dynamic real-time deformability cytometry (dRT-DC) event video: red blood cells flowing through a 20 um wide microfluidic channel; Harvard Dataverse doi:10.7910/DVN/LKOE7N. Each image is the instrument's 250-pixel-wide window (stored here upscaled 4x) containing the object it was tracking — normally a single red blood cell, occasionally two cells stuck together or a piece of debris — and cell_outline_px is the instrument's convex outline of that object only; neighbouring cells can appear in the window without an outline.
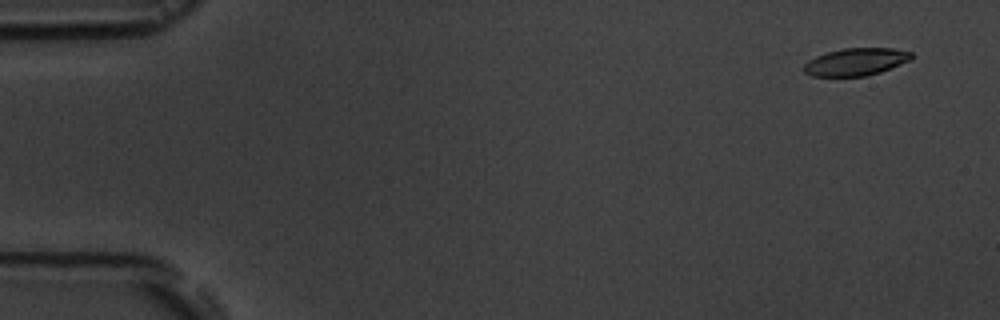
{"species": "common noctule bat (a hibernating species)", "species_latin": "Nyctalus noctula", "temperature_condition": "room temperature", "stored_images_in_passage": 4, "camera_frame_rate_fps": 3000, "um_per_image_px": 0.085, "animal": {"sex": "male", "body_mass_g": 19.5, "forearm_length_mm": 54.6}, "frame": {"image": 1, "passage_image": 1, "time_ms": 0.0, "image_size_px": [1000, 320], "cell_outline_px": [[912, 60], [880, 72], [864, 76], [812, 76], [804, 72], [804, 64], [808, 60], [816, 56], [828, 52], [844, 48], [892, 48], [912, 52]], "centroid_in_image_um": [72.76, 5.25], "position_along_channel_um": 12.2, "area_um2": 17.17}}